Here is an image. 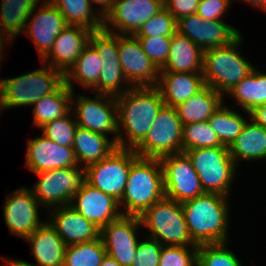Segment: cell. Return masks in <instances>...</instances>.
I'll return each instance as SVG.
<instances>
[{"label": "cell", "instance_id": "cell-1", "mask_svg": "<svg viewBox=\"0 0 266 266\" xmlns=\"http://www.w3.org/2000/svg\"><path fill=\"white\" fill-rule=\"evenodd\" d=\"M115 98L118 117L117 147L134 150L146 137L165 103L156 86L132 87ZM123 132L126 138L122 137Z\"/></svg>", "mask_w": 266, "mask_h": 266}, {"label": "cell", "instance_id": "cell-2", "mask_svg": "<svg viewBox=\"0 0 266 266\" xmlns=\"http://www.w3.org/2000/svg\"><path fill=\"white\" fill-rule=\"evenodd\" d=\"M229 198L205 193L181 204L192 242L199 246L226 242L228 238Z\"/></svg>", "mask_w": 266, "mask_h": 266}, {"label": "cell", "instance_id": "cell-3", "mask_svg": "<svg viewBox=\"0 0 266 266\" xmlns=\"http://www.w3.org/2000/svg\"><path fill=\"white\" fill-rule=\"evenodd\" d=\"M165 197L163 169L159 159L138 157L130 167L124 194L119 201L122 215L140 216ZM125 208L122 210V206Z\"/></svg>", "mask_w": 266, "mask_h": 266}, {"label": "cell", "instance_id": "cell-4", "mask_svg": "<svg viewBox=\"0 0 266 266\" xmlns=\"http://www.w3.org/2000/svg\"><path fill=\"white\" fill-rule=\"evenodd\" d=\"M42 65V68L29 73L0 80V110L32 106L65 83L62 71Z\"/></svg>", "mask_w": 266, "mask_h": 266}, {"label": "cell", "instance_id": "cell-5", "mask_svg": "<svg viewBox=\"0 0 266 266\" xmlns=\"http://www.w3.org/2000/svg\"><path fill=\"white\" fill-rule=\"evenodd\" d=\"M242 40V35H240L231 44L204 50V84L222 96L231 91L254 68L238 51Z\"/></svg>", "mask_w": 266, "mask_h": 266}, {"label": "cell", "instance_id": "cell-6", "mask_svg": "<svg viewBox=\"0 0 266 266\" xmlns=\"http://www.w3.org/2000/svg\"><path fill=\"white\" fill-rule=\"evenodd\" d=\"M139 218L141 225L150 232L146 237L162 245L197 246L192 242L181 204L172 199L164 197L155 202Z\"/></svg>", "mask_w": 266, "mask_h": 266}, {"label": "cell", "instance_id": "cell-7", "mask_svg": "<svg viewBox=\"0 0 266 266\" xmlns=\"http://www.w3.org/2000/svg\"><path fill=\"white\" fill-rule=\"evenodd\" d=\"M185 153L191 160L205 193H217L229 197L237 171L229 148H196Z\"/></svg>", "mask_w": 266, "mask_h": 266}, {"label": "cell", "instance_id": "cell-8", "mask_svg": "<svg viewBox=\"0 0 266 266\" xmlns=\"http://www.w3.org/2000/svg\"><path fill=\"white\" fill-rule=\"evenodd\" d=\"M39 180L31 188L40 205L54 208L70 205L72 198L87 183L85 167L57 168L34 173Z\"/></svg>", "mask_w": 266, "mask_h": 266}, {"label": "cell", "instance_id": "cell-9", "mask_svg": "<svg viewBox=\"0 0 266 266\" xmlns=\"http://www.w3.org/2000/svg\"><path fill=\"white\" fill-rule=\"evenodd\" d=\"M182 131L183 125L176 109L164 105L134 152L139 157L157 159L182 152Z\"/></svg>", "mask_w": 266, "mask_h": 266}, {"label": "cell", "instance_id": "cell-10", "mask_svg": "<svg viewBox=\"0 0 266 266\" xmlns=\"http://www.w3.org/2000/svg\"><path fill=\"white\" fill-rule=\"evenodd\" d=\"M89 44L96 50L102 62L98 83L91 90L114 97L129 91L132 86L123 74L118 57V34L104 29L93 31ZM121 82L126 84V87H120L123 85Z\"/></svg>", "mask_w": 266, "mask_h": 266}, {"label": "cell", "instance_id": "cell-11", "mask_svg": "<svg viewBox=\"0 0 266 266\" xmlns=\"http://www.w3.org/2000/svg\"><path fill=\"white\" fill-rule=\"evenodd\" d=\"M138 157L133 149L117 147L102 160L86 167L87 183L120 201L131 164Z\"/></svg>", "mask_w": 266, "mask_h": 266}, {"label": "cell", "instance_id": "cell-12", "mask_svg": "<svg viewBox=\"0 0 266 266\" xmlns=\"http://www.w3.org/2000/svg\"><path fill=\"white\" fill-rule=\"evenodd\" d=\"M95 94L96 96L93 99L80 94L75 96L76 94L73 91L72 105L74 106H72L71 112H75V116L77 115L76 122L79 127L105 136H107V133L113 134L112 140L117 144L118 117L116 98L106 94Z\"/></svg>", "mask_w": 266, "mask_h": 266}, {"label": "cell", "instance_id": "cell-13", "mask_svg": "<svg viewBox=\"0 0 266 266\" xmlns=\"http://www.w3.org/2000/svg\"><path fill=\"white\" fill-rule=\"evenodd\" d=\"M159 160L163 169L165 197L182 204L205 194L200 178L185 152L163 156Z\"/></svg>", "mask_w": 266, "mask_h": 266}, {"label": "cell", "instance_id": "cell-14", "mask_svg": "<svg viewBox=\"0 0 266 266\" xmlns=\"http://www.w3.org/2000/svg\"><path fill=\"white\" fill-rule=\"evenodd\" d=\"M163 8L164 0H115L103 18L102 29L118 35H135L146 21Z\"/></svg>", "mask_w": 266, "mask_h": 266}, {"label": "cell", "instance_id": "cell-15", "mask_svg": "<svg viewBox=\"0 0 266 266\" xmlns=\"http://www.w3.org/2000/svg\"><path fill=\"white\" fill-rule=\"evenodd\" d=\"M118 57L123 74L132 87L157 86L160 70L134 35H118Z\"/></svg>", "mask_w": 266, "mask_h": 266}, {"label": "cell", "instance_id": "cell-16", "mask_svg": "<svg viewBox=\"0 0 266 266\" xmlns=\"http://www.w3.org/2000/svg\"><path fill=\"white\" fill-rule=\"evenodd\" d=\"M139 216L122 215L100 229L107 255L121 266H132L138 243L137 229L141 227Z\"/></svg>", "mask_w": 266, "mask_h": 266}, {"label": "cell", "instance_id": "cell-17", "mask_svg": "<svg viewBox=\"0 0 266 266\" xmlns=\"http://www.w3.org/2000/svg\"><path fill=\"white\" fill-rule=\"evenodd\" d=\"M39 201L31 189L25 187L15 190L5 199L3 216L4 222L11 234L26 239L42 223L39 221Z\"/></svg>", "mask_w": 266, "mask_h": 266}, {"label": "cell", "instance_id": "cell-18", "mask_svg": "<svg viewBox=\"0 0 266 266\" xmlns=\"http://www.w3.org/2000/svg\"><path fill=\"white\" fill-rule=\"evenodd\" d=\"M177 32L189 38L203 51L231 44L241 35L223 20H204L196 13L177 20Z\"/></svg>", "mask_w": 266, "mask_h": 266}, {"label": "cell", "instance_id": "cell-19", "mask_svg": "<svg viewBox=\"0 0 266 266\" xmlns=\"http://www.w3.org/2000/svg\"><path fill=\"white\" fill-rule=\"evenodd\" d=\"M42 4L37 12L36 7L30 14L25 27V33L35 44L41 60L50 52L59 33L68 26L55 5L49 0Z\"/></svg>", "mask_w": 266, "mask_h": 266}, {"label": "cell", "instance_id": "cell-20", "mask_svg": "<svg viewBox=\"0 0 266 266\" xmlns=\"http://www.w3.org/2000/svg\"><path fill=\"white\" fill-rule=\"evenodd\" d=\"M78 165L72 147L58 145L44 134L28 139L26 166L33 173Z\"/></svg>", "mask_w": 266, "mask_h": 266}, {"label": "cell", "instance_id": "cell-21", "mask_svg": "<svg viewBox=\"0 0 266 266\" xmlns=\"http://www.w3.org/2000/svg\"><path fill=\"white\" fill-rule=\"evenodd\" d=\"M70 205L99 229L122 216L119 201L86 183Z\"/></svg>", "mask_w": 266, "mask_h": 266}, {"label": "cell", "instance_id": "cell-22", "mask_svg": "<svg viewBox=\"0 0 266 266\" xmlns=\"http://www.w3.org/2000/svg\"><path fill=\"white\" fill-rule=\"evenodd\" d=\"M92 32V30L82 26L68 25L56 37L52 49L41 60L42 63H46L65 74L89 44ZM48 61L49 63H47Z\"/></svg>", "mask_w": 266, "mask_h": 266}, {"label": "cell", "instance_id": "cell-23", "mask_svg": "<svg viewBox=\"0 0 266 266\" xmlns=\"http://www.w3.org/2000/svg\"><path fill=\"white\" fill-rule=\"evenodd\" d=\"M50 211L48 222L66 246L94 241L100 237V229L71 205L54 207Z\"/></svg>", "mask_w": 266, "mask_h": 266}, {"label": "cell", "instance_id": "cell-24", "mask_svg": "<svg viewBox=\"0 0 266 266\" xmlns=\"http://www.w3.org/2000/svg\"><path fill=\"white\" fill-rule=\"evenodd\" d=\"M205 86L203 73L160 72L157 88L166 106L176 107Z\"/></svg>", "mask_w": 266, "mask_h": 266}, {"label": "cell", "instance_id": "cell-25", "mask_svg": "<svg viewBox=\"0 0 266 266\" xmlns=\"http://www.w3.org/2000/svg\"><path fill=\"white\" fill-rule=\"evenodd\" d=\"M25 241L30 243L37 263L33 266H63L66 245L48 221L43 222Z\"/></svg>", "mask_w": 266, "mask_h": 266}, {"label": "cell", "instance_id": "cell-26", "mask_svg": "<svg viewBox=\"0 0 266 266\" xmlns=\"http://www.w3.org/2000/svg\"><path fill=\"white\" fill-rule=\"evenodd\" d=\"M203 60L204 51L176 32L171 36L168 58L160 72L203 73Z\"/></svg>", "mask_w": 266, "mask_h": 266}, {"label": "cell", "instance_id": "cell-27", "mask_svg": "<svg viewBox=\"0 0 266 266\" xmlns=\"http://www.w3.org/2000/svg\"><path fill=\"white\" fill-rule=\"evenodd\" d=\"M249 121L228 147L236 166L241 159L249 162L266 159V130L252 119Z\"/></svg>", "mask_w": 266, "mask_h": 266}, {"label": "cell", "instance_id": "cell-28", "mask_svg": "<svg viewBox=\"0 0 266 266\" xmlns=\"http://www.w3.org/2000/svg\"><path fill=\"white\" fill-rule=\"evenodd\" d=\"M72 148L78 164L86 168L109 155L117 144L108 136L78 126Z\"/></svg>", "mask_w": 266, "mask_h": 266}, {"label": "cell", "instance_id": "cell-29", "mask_svg": "<svg viewBox=\"0 0 266 266\" xmlns=\"http://www.w3.org/2000/svg\"><path fill=\"white\" fill-rule=\"evenodd\" d=\"M223 96L209 86L174 107L182 125L207 121L223 103Z\"/></svg>", "mask_w": 266, "mask_h": 266}, {"label": "cell", "instance_id": "cell-30", "mask_svg": "<svg viewBox=\"0 0 266 266\" xmlns=\"http://www.w3.org/2000/svg\"><path fill=\"white\" fill-rule=\"evenodd\" d=\"M73 91L64 83L57 91L43 96L33 106V123L41 128L46 123L68 115L72 111Z\"/></svg>", "mask_w": 266, "mask_h": 266}, {"label": "cell", "instance_id": "cell-31", "mask_svg": "<svg viewBox=\"0 0 266 266\" xmlns=\"http://www.w3.org/2000/svg\"><path fill=\"white\" fill-rule=\"evenodd\" d=\"M40 0H2L0 36L11 40L25 31L27 20Z\"/></svg>", "mask_w": 266, "mask_h": 266}, {"label": "cell", "instance_id": "cell-32", "mask_svg": "<svg viewBox=\"0 0 266 266\" xmlns=\"http://www.w3.org/2000/svg\"><path fill=\"white\" fill-rule=\"evenodd\" d=\"M226 95L235 99V104L240 105L248 115L259 105L266 104V73H262L255 67L249 75Z\"/></svg>", "mask_w": 266, "mask_h": 266}, {"label": "cell", "instance_id": "cell-33", "mask_svg": "<svg viewBox=\"0 0 266 266\" xmlns=\"http://www.w3.org/2000/svg\"><path fill=\"white\" fill-rule=\"evenodd\" d=\"M101 69L102 62L98 53L88 44L75 63L64 74L65 84L72 91H74L73 82H78L83 88L91 90L98 83Z\"/></svg>", "mask_w": 266, "mask_h": 266}, {"label": "cell", "instance_id": "cell-34", "mask_svg": "<svg viewBox=\"0 0 266 266\" xmlns=\"http://www.w3.org/2000/svg\"><path fill=\"white\" fill-rule=\"evenodd\" d=\"M55 5L68 25H78L92 31L101 30L103 18L96 14L99 9L93 7L89 0H49ZM95 8V9H94Z\"/></svg>", "mask_w": 266, "mask_h": 266}, {"label": "cell", "instance_id": "cell-35", "mask_svg": "<svg viewBox=\"0 0 266 266\" xmlns=\"http://www.w3.org/2000/svg\"><path fill=\"white\" fill-rule=\"evenodd\" d=\"M207 121L217 134L220 142L229 147L240 135L247 120L222 103Z\"/></svg>", "mask_w": 266, "mask_h": 266}, {"label": "cell", "instance_id": "cell-36", "mask_svg": "<svg viewBox=\"0 0 266 266\" xmlns=\"http://www.w3.org/2000/svg\"><path fill=\"white\" fill-rule=\"evenodd\" d=\"M106 254L101 237L69 245L65 248L63 266H100Z\"/></svg>", "mask_w": 266, "mask_h": 266}, {"label": "cell", "instance_id": "cell-37", "mask_svg": "<svg viewBox=\"0 0 266 266\" xmlns=\"http://www.w3.org/2000/svg\"><path fill=\"white\" fill-rule=\"evenodd\" d=\"M224 146L208 121L183 125L182 152L196 148Z\"/></svg>", "mask_w": 266, "mask_h": 266}, {"label": "cell", "instance_id": "cell-38", "mask_svg": "<svg viewBox=\"0 0 266 266\" xmlns=\"http://www.w3.org/2000/svg\"><path fill=\"white\" fill-rule=\"evenodd\" d=\"M227 243L203 244L198 246L197 266H242L238 257Z\"/></svg>", "mask_w": 266, "mask_h": 266}, {"label": "cell", "instance_id": "cell-39", "mask_svg": "<svg viewBox=\"0 0 266 266\" xmlns=\"http://www.w3.org/2000/svg\"><path fill=\"white\" fill-rule=\"evenodd\" d=\"M71 112L59 119L50 121L41 127L43 134L58 145L72 147L77 122L70 117Z\"/></svg>", "mask_w": 266, "mask_h": 266}, {"label": "cell", "instance_id": "cell-40", "mask_svg": "<svg viewBox=\"0 0 266 266\" xmlns=\"http://www.w3.org/2000/svg\"><path fill=\"white\" fill-rule=\"evenodd\" d=\"M177 32V20L164 7L146 21L134 36H172Z\"/></svg>", "mask_w": 266, "mask_h": 266}, {"label": "cell", "instance_id": "cell-41", "mask_svg": "<svg viewBox=\"0 0 266 266\" xmlns=\"http://www.w3.org/2000/svg\"><path fill=\"white\" fill-rule=\"evenodd\" d=\"M197 250L198 246L163 245L158 266H197Z\"/></svg>", "mask_w": 266, "mask_h": 266}, {"label": "cell", "instance_id": "cell-42", "mask_svg": "<svg viewBox=\"0 0 266 266\" xmlns=\"http://www.w3.org/2000/svg\"><path fill=\"white\" fill-rule=\"evenodd\" d=\"M141 43L143 51L149 59L161 70L166 64L171 36H135Z\"/></svg>", "mask_w": 266, "mask_h": 266}, {"label": "cell", "instance_id": "cell-43", "mask_svg": "<svg viewBox=\"0 0 266 266\" xmlns=\"http://www.w3.org/2000/svg\"><path fill=\"white\" fill-rule=\"evenodd\" d=\"M162 244L147 237L138 243L132 266H158Z\"/></svg>", "mask_w": 266, "mask_h": 266}, {"label": "cell", "instance_id": "cell-44", "mask_svg": "<svg viewBox=\"0 0 266 266\" xmlns=\"http://www.w3.org/2000/svg\"><path fill=\"white\" fill-rule=\"evenodd\" d=\"M230 2L231 0H200L196 14L204 20H222Z\"/></svg>", "mask_w": 266, "mask_h": 266}, {"label": "cell", "instance_id": "cell-45", "mask_svg": "<svg viewBox=\"0 0 266 266\" xmlns=\"http://www.w3.org/2000/svg\"><path fill=\"white\" fill-rule=\"evenodd\" d=\"M200 0H164V7L176 20L195 14Z\"/></svg>", "mask_w": 266, "mask_h": 266}, {"label": "cell", "instance_id": "cell-46", "mask_svg": "<svg viewBox=\"0 0 266 266\" xmlns=\"http://www.w3.org/2000/svg\"><path fill=\"white\" fill-rule=\"evenodd\" d=\"M249 119H252L266 130V104L255 107L250 112Z\"/></svg>", "mask_w": 266, "mask_h": 266}, {"label": "cell", "instance_id": "cell-47", "mask_svg": "<svg viewBox=\"0 0 266 266\" xmlns=\"http://www.w3.org/2000/svg\"><path fill=\"white\" fill-rule=\"evenodd\" d=\"M91 5L97 7V4H100L101 6L100 12L97 13L101 15L102 18L105 17V15L110 11L111 6L113 5L115 0H89Z\"/></svg>", "mask_w": 266, "mask_h": 266}, {"label": "cell", "instance_id": "cell-48", "mask_svg": "<svg viewBox=\"0 0 266 266\" xmlns=\"http://www.w3.org/2000/svg\"><path fill=\"white\" fill-rule=\"evenodd\" d=\"M4 261L6 263L4 265H6V266H33V264H30V263L23 261L21 259L16 260V259H11V258L10 259L4 258Z\"/></svg>", "mask_w": 266, "mask_h": 266}, {"label": "cell", "instance_id": "cell-49", "mask_svg": "<svg viewBox=\"0 0 266 266\" xmlns=\"http://www.w3.org/2000/svg\"><path fill=\"white\" fill-rule=\"evenodd\" d=\"M243 1H246V3L251 4L257 9L266 11V0H243Z\"/></svg>", "mask_w": 266, "mask_h": 266}, {"label": "cell", "instance_id": "cell-50", "mask_svg": "<svg viewBox=\"0 0 266 266\" xmlns=\"http://www.w3.org/2000/svg\"><path fill=\"white\" fill-rule=\"evenodd\" d=\"M100 266H121L114 258L106 254Z\"/></svg>", "mask_w": 266, "mask_h": 266}, {"label": "cell", "instance_id": "cell-51", "mask_svg": "<svg viewBox=\"0 0 266 266\" xmlns=\"http://www.w3.org/2000/svg\"><path fill=\"white\" fill-rule=\"evenodd\" d=\"M6 41V45H7V42L8 41H10L9 39H7V38H5V37H2V36H0V61H2L1 59L3 58V57H1V55H3L2 54V52H3V48L5 49L6 47H3L4 45H5V42H4V40ZM4 43V44H3ZM1 63V62H0Z\"/></svg>", "mask_w": 266, "mask_h": 266}]
</instances>
